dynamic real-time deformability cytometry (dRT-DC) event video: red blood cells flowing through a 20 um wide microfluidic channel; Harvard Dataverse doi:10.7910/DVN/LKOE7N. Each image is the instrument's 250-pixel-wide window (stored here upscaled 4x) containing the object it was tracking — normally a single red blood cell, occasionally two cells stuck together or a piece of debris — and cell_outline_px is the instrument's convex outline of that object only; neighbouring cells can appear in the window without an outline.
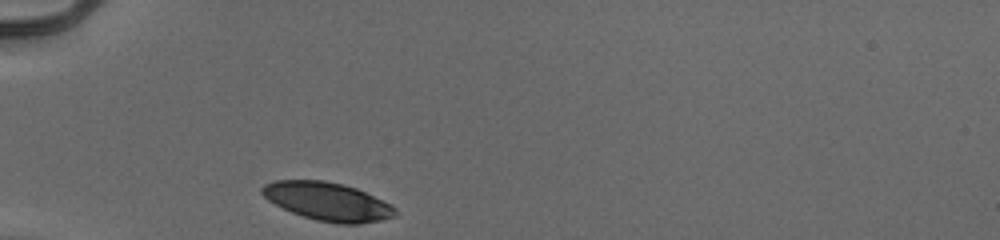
{"species": "human", "species_latin": "Homo sapiens", "temperature_condition": "cold", "stored_images_in_passage": 28, "camera_frame_rate_fps": 3000, "um_per_image_px": 0.085, "donor": {"sex": "male"}, "frame": {"image": 1, "passage_image": 1, "time_ms": 0.0, "image_size_px": [1000, 240], "cell_outline_px": [[396, 216], [380, 220], [360, 224], [336, 224], [316, 220], [292, 212], [268, 200], [260, 192], [260, 188], [264, 184], [276, 180], [324, 180], [344, 184], [356, 188], [392, 204], [396, 208]], "centroid_in_image_um": [27.86, 17.12], "position_along_channel_um": 57.1, "area_um2": 29.77}}
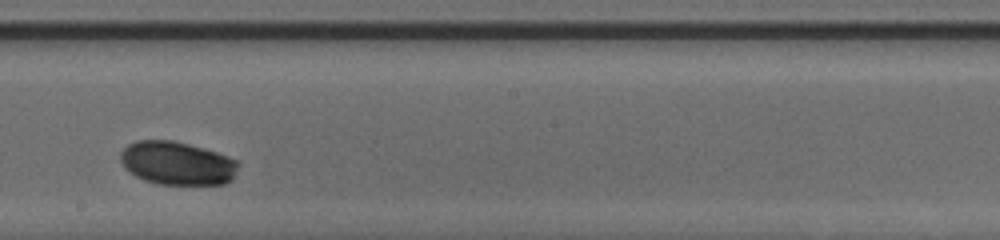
{"frame": {"image": 2, "passage_image": 16, "time_ms": 5.0, "image_size_px": [1000, 240], "cell_outline_px": [[240, 164], [232, 180], [224, 184], [156, 184], [144, 180], [128, 172], [124, 168], [120, 160], [120, 152], [128, 144], [136, 140], [172, 140], [188, 144], [216, 152], [240, 160]], "centroid_in_image_um": [15.06, 13.87], "position_along_channel_um": 233.1, "area_um2": 30.06}}
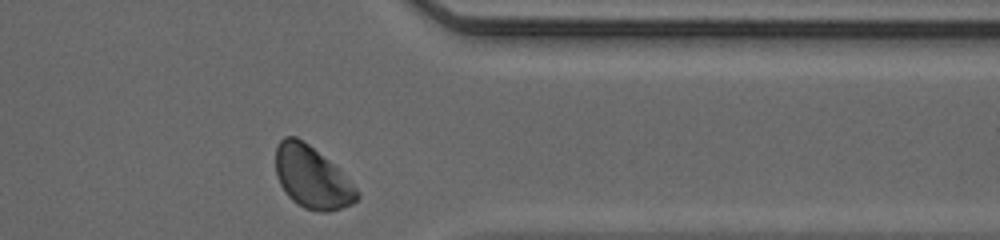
{"frame": {"image": 3, "passage_image": 28, "time_ms": 9.0, "image_size_px": [1000, 240], "cell_outline_px": [[360, 196], [352, 204], [328, 212], [320, 212], [304, 208], [292, 200], [284, 192], [276, 176], [276, 148], [280, 140], [284, 136], [296, 136], [308, 144], [328, 160], [360, 192]], "centroid_in_image_um": [26.49, 15.09], "position_along_channel_um": 384.9, "area_um2": 29.07}, "authors_computed_cell_mechanics": {"area_um2": 29.8826, "velocity_mm_per_s": 3.8729, "shape_relaxation_time_tau1_ms": 1.9035, "shape_relaxation_time_tau2_ms": null, "deformation_change_tau1": 0.1012, "deformation_change_tau2": null}}